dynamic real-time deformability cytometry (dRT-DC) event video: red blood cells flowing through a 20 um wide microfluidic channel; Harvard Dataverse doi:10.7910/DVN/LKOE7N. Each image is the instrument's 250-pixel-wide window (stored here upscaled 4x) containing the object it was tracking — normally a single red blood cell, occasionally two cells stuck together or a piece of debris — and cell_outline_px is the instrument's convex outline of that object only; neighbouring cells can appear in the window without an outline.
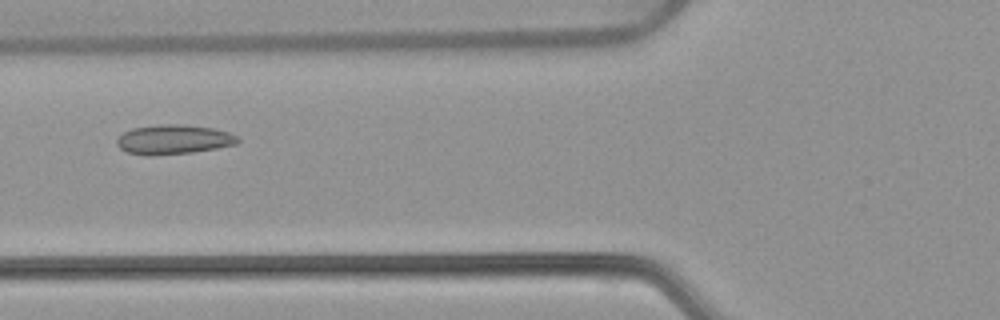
{"species": "common noctule bat (a hibernating species)", "species_latin": "Nyctalus noctula", "temperature_condition": "warm", "stored_images_in_passage": 54, "camera_frame_rate_fps": 3000, "um_per_image_px": 0.085, "animal": {"sex": "female", "body_mass_g": 22.7, "forearm_length_mm": 54.2}, "frame": {"image": 1, "passage_image": 21, "time_ms": 6.667, "image_size_px": [1000, 320], "cell_outline_px": [[240, 140], [236, 144], [216, 148], [192, 152], [152, 156], [144, 156], [128, 152], [120, 148], [116, 144], [116, 140], [124, 132], [132, 128], [160, 124], [184, 124], [212, 128], [228, 132], [236, 136]], "centroid_in_image_um": [14.72, 11.86], "position_along_channel_um": 111.1, "area_um2": 20.81}}
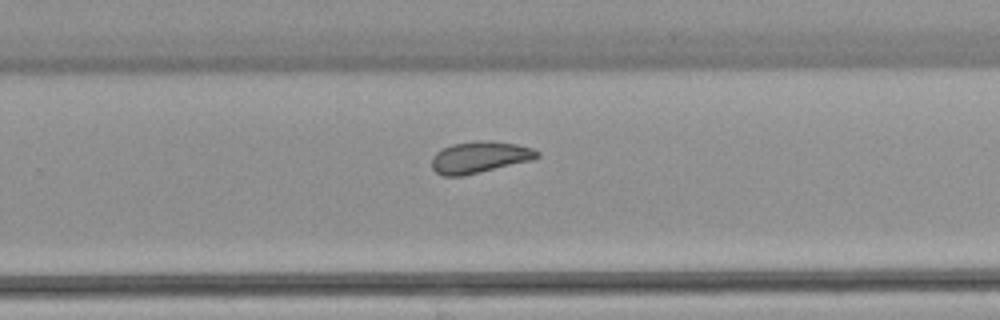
{"frame": {"image": 2, "passage_image": 35, "time_ms": 11.333, "image_size_px": [1000, 320], "cell_outline_px": [[540, 156], [532, 160], [464, 176], [444, 176], [436, 172], [432, 168], [432, 156], [436, 152], [452, 144], [476, 140], [492, 140], [516, 144], [532, 148], [540, 152]], "centroid_in_image_um": [40.78, 13.36], "position_along_channel_um": 289.0, "area_um2": 19.54}}
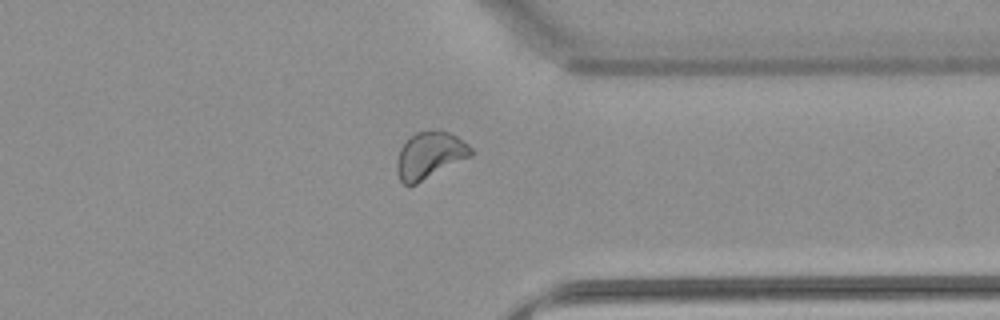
{"frame": {"image": 3, "passage_image": 42, "time_ms": 13.667, "image_size_px": [1000, 320], "cell_outline_px": [[472, 156], [416, 184], [404, 184], [400, 180], [396, 172], [396, 160], [400, 148], [416, 132], [440, 128], [456, 136], [468, 144], [472, 148]], "centroid_in_image_um": [36.53, 13.18], "position_along_channel_um": 374.9, "area_um2": 20.29}, "authors_computed_cell_mechanics": {"area_um2": 21.1837, "velocity_mm_per_s": 3.819, "shape_relaxation_time_tau1_ms": null, "shape_relaxation_time_tau2_ms": 1.8178, "deformation_change_tau1": null, "deformation_change_tau2": 0.0529}}